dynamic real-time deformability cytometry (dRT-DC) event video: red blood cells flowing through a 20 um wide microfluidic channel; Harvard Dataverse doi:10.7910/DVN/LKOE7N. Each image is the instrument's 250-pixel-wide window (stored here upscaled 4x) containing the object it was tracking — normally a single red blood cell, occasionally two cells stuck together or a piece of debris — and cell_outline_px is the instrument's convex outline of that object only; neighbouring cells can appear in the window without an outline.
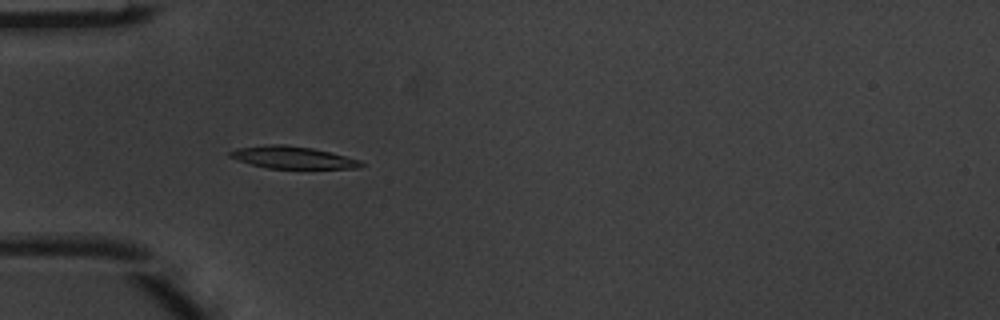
{"species": "common noctule bat (a hibernating species)", "species_latin": "Nyctalus noctula", "temperature_condition": "warm", "stored_images_in_passage": 5, "camera_frame_rate_fps": 3000, "um_per_image_px": 0.085, "animal": {"sex": "male", "body_mass_g": 20.1, "forearm_length_mm": 53.5}, "frame": {"image": 1, "passage_image": 4, "time_ms": 1.0, "image_size_px": [1000, 320], "cell_outline_px": [[364, 164], [356, 168], [268, 168], [236, 160], [228, 156], [228, 152], [236, 148], [272, 144], [284, 144], [312, 148], [332, 152], [360, 160]], "centroid_in_image_um": [24.84, 13.37], "position_along_channel_um": 60.2, "area_um2": 16.88}}